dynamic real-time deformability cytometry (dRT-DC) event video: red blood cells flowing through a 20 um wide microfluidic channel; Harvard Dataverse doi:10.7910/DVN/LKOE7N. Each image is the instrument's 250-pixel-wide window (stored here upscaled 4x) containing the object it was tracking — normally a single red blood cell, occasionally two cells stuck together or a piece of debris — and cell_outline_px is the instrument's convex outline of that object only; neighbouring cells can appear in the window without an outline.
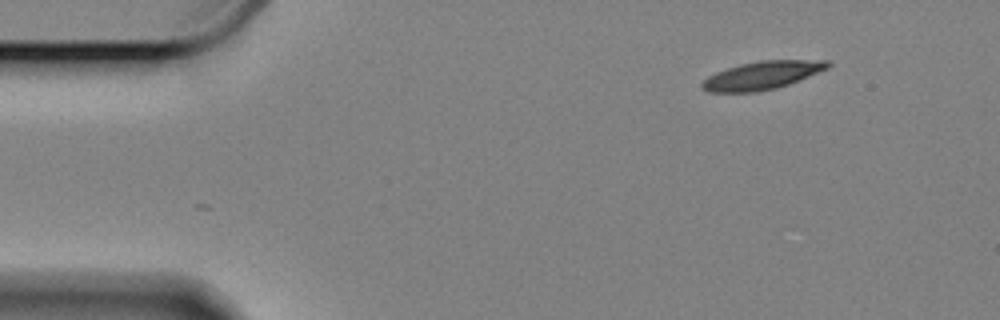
{"species": "Egyptian fruit bat (a non-hibernating species)", "species_latin": "Rousettus aegyptiacus", "temperature_condition": "cold", "stored_images_in_passage": 7, "camera_frame_rate_fps": 3000, "um_per_image_px": 0.085, "animal": {"sex": "female"}, "frame": {"image": 1, "passage_image": 1, "time_ms": 0.0, "image_size_px": [1000, 320], "cell_outline_px": [[832, 64], [828, 68], [788, 84], [776, 88], [756, 92], [708, 92], [700, 88], [700, 84], [708, 76], [716, 72], [740, 64], [760, 60], [828, 60]], "centroid_in_image_um": [64.75, 6.4], "position_along_channel_um": 20.2, "area_um2": 20.52}}